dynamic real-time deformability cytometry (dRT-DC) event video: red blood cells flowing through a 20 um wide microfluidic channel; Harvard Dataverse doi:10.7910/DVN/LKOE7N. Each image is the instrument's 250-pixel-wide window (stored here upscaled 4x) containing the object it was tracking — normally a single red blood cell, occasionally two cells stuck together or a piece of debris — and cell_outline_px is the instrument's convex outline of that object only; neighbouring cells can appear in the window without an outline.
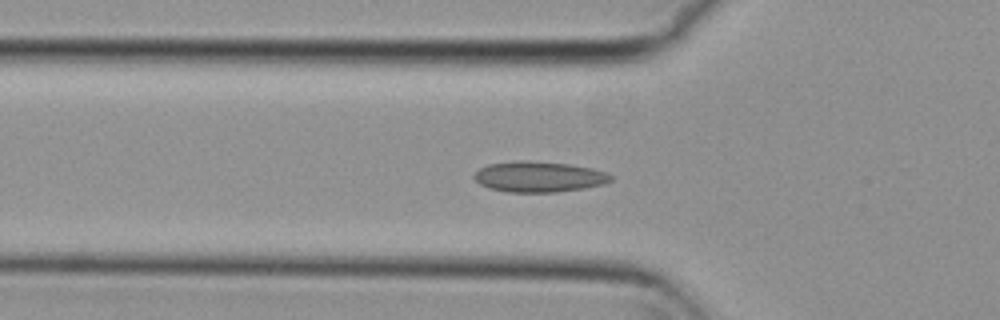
{"species": "common noctule bat (a hibernating species)", "species_latin": "Nyctalus noctula", "temperature_condition": "cold", "stored_images_in_passage": 55, "segment_of_instrument_passage": [1, 2], "camera_frame_rate_fps": 3000, "um_per_image_px": 0.085, "animal": {"sex": "female", "body_mass_g": 29.2, "forearm_length_mm": 56.3}, "frame": {"image": 1, "passage_image": 18, "time_ms": 5.667, "image_size_px": [1000, 320], "cell_outline_px": [[612, 180], [604, 184], [584, 188], [556, 192], [508, 192], [488, 188], [480, 184], [472, 176], [480, 168], [488, 164], [516, 160], [520, 160], [572, 164], [592, 168], [604, 172], [612, 176]], "centroid_in_image_um": [45.79, 15.02], "position_along_channel_um": 80.0, "area_um2": 24.45}}
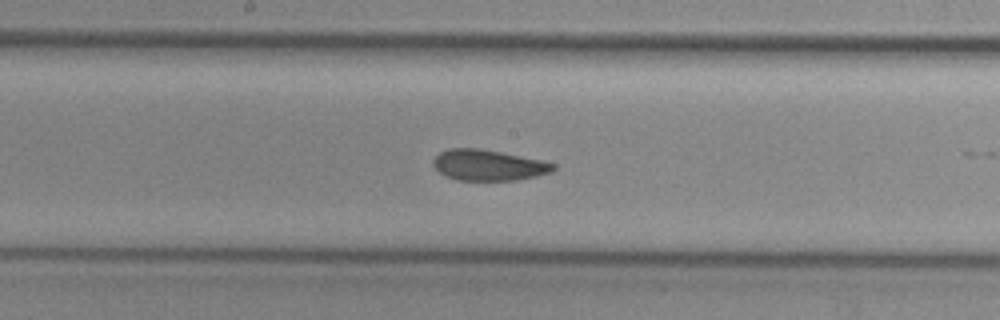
{"frame": {"image": 2, "passage_image": 28, "time_ms": 9.0, "image_size_px": [1000, 320], "cell_outline_px": [[556, 168], [552, 172], [536, 176], [516, 180], [456, 180], [444, 176], [432, 164], [432, 160], [440, 152], [448, 148], [480, 148], [540, 160], [556, 164]], "centroid_in_image_um": [41.49, 14.04], "position_along_channel_um": 206.7, "area_um2": 21.56}}
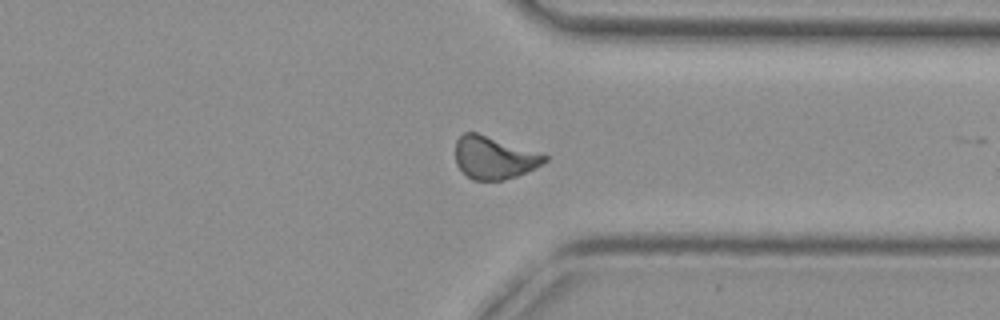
{"frame": {"image": 3, "passage_image": 41, "time_ms": 13.333, "image_size_px": [1000, 320], "cell_outline_px": [[548, 160], [536, 168], [516, 176], [504, 180], [472, 180], [456, 164], [456, 140], [464, 132], [476, 132], [548, 156]], "centroid_in_image_um": [41.98, 13.41], "position_along_channel_um": 369.4, "area_um2": 21.79}}